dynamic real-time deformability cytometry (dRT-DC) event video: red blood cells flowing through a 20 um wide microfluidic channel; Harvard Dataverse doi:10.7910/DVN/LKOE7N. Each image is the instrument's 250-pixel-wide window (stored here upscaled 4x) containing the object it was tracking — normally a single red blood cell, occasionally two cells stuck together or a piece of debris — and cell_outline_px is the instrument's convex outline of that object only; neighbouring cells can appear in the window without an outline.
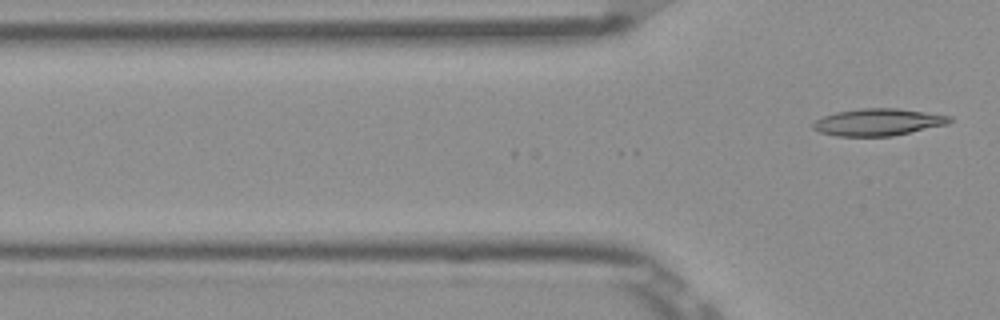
{"species": "Egyptian fruit bat (a non-hibernating species)", "species_latin": "Rousettus aegyptiacus", "temperature_condition": "room temperature", "stored_images_in_passage": 3, "camera_frame_rate_fps": 3000, "um_per_image_px": 0.085, "frame": {"image": 1, "passage_image": 3, "time_ms": 0.667, "image_size_px": [1000, 320], "cell_outline_px": [[952, 120], [948, 124], [892, 136], [836, 136], [820, 132], [812, 128], [812, 124], [816, 120], [824, 116], [836, 112], [860, 108], [896, 108], [952, 116]], "centroid_in_image_um": [74.63, 10.38], "position_along_channel_um": 51.2, "area_um2": 21.44}}